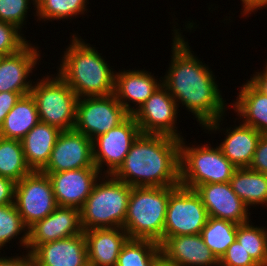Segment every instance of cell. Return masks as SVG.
<instances>
[{
  "mask_svg": "<svg viewBox=\"0 0 267 266\" xmlns=\"http://www.w3.org/2000/svg\"><path fill=\"white\" fill-rule=\"evenodd\" d=\"M16 26L0 21V56H6L18 52L29 41Z\"/></svg>",
  "mask_w": 267,
  "mask_h": 266,
  "instance_id": "cell-34",
  "label": "cell"
},
{
  "mask_svg": "<svg viewBox=\"0 0 267 266\" xmlns=\"http://www.w3.org/2000/svg\"><path fill=\"white\" fill-rule=\"evenodd\" d=\"M251 170L267 174V135H261L251 164L248 167Z\"/></svg>",
  "mask_w": 267,
  "mask_h": 266,
  "instance_id": "cell-36",
  "label": "cell"
},
{
  "mask_svg": "<svg viewBox=\"0 0 267 266\" xmlns=\"http://www.w3.org/2000/svg\"><path fill=\"white\" fill-rule=\"evenodd\" d=\"M21 96L20 93L16 92H0V127L3 125L8 112L14 107Z\"/></svg>",
  "mask_w": 267,
  "mask_h": 266,
  "instance_id": "cell-37",
  "label": "cell"
},
{
  "mask_svg": "<svg viewBox=\"0 0 267 266\" xmlns=\"http://www.w3.org/2000/svg\"><path fill=\"white\" fill-rule=\"evenodd\" d=\"M242 3V11L241 16H247L252 14V12H256L258 10H263L264 7L267 5V0H240Z\"/></svg>",
  "mask_w": 267,
  "mask_h": 266,
  "instance_id": "cell-41",
  "label": "cell"
},
{
  "mask_svg": "<svg viewBox=\"0 0 267 266\" xmlns=\"http://www.w3.org/2000/svg\"><path fill=\"white\" fill-rule=\"evenodd\" d=\"M31 254L34 266H82L88 261L83 232L39 245Z\"/></svg>",
  "mask_w": 267,
  "mask_h": 266,
  "instance_id": "cell-21",
  "label": "cell"
},
{
  "mask_svg": "<svg viewBox=\"0 0 267 266\" xmlns=\"http://www.w3.org/2000/svg\"><path fill=\"white\" fill-rule=\"evenodd\" d=\"M173 18L171 57L168 71L162 78V84L175 99L178 108L192 113L200 127L226 115L230 108L222 97V90L216 77L204 61L190 48L186 41L184 30L178 27ZM177 23V24H176ZM177 25V26H176ZM182 31V32H181ZM181 104V105H180Z\"/></svg>",
  "mask_w": 267,
  "mask_h": 266,
  "instance_id": "cell-1",
  "label": "cell"
},
{
  "mask_svg": "<svg viewBox=\"0 0 267 266\" xmlns=\"http://www.w3.org/2000/svg\"><path fill=\"white\" fill-rule=\"evenodd\" d=\"M186 143L185 137L180 140L181 186L194 190L203 184L230 182L237 168L218 146Z\"/></svg>",
  "mask_w": 267,
  "mask_h": 266,
  "instance_id": "cell-6",
  "label": "cell"
},
{
  "mask_svg": "<svg viewBox=\"0 0 267 266\" xmlns=\"http://www.w3.org/2000/svg\"><path fill=\"white\" fill-rule=\"evenodd\" d=\"M81 168H97L93 161L92 140L75 129L60 133L43 173H58Z\"/></svg>",
  "mask_w": 267,
  "mask_h": 266,
  "instance_id": "cell-13",
  "label": "cell"
},
{
  "mask_svg": "<svg viewBox=\"0 0 267 266\" xmlns=\"http://www.w3.org/2000/svg\"><path fill=\"white\" fill-rule=\"evenodd\" d=\"M89 0H36V11L34 16L37 22L67 21L79 15H85L89 8ZM66 18V19H65Z\"/></svg>",
  "mask_w": 267,
  "mask_h": 266,
  "instance_id": "cell-30",
  "label": "cell"
},
{
  "mask_svg": "<svg viewBox=\"0 0 267 266\" xmlns=\"http://www.w3.org/2000/svg\"><path fill=\"white\" fill-rule=\"evenodd\" d=\"M82 266H93V264L89 261H87L86 263H84Z\"/></svg>",
  "mask_w": 267,
  "mask_h": 266,
  "instance_id": "cell-43",
  "label": "cell"
},
{
  "mask_svg": "<svg viewBox=\"0 0 267 266\" xmlns=\"http://www.w3.org/2000/svg\"><path fill=\"white\" fill-rule=\"evenodd\" d=\"M31 172L25 160L21 140L0 137V176L17 183Z\"/></svg>",
  "mask_w": 267,
  "mask_h": 266,
  "instance_id": "cell-28",
  "label": "cell"
},
{
  "mask_svg": "<svg viewBox=\"0 0 267 266\" xmlns=\"http://www.w3.org/2000/svg\"><path fill=\"white\" fill-rule=\"evenodd\" d=\"M82 232L80 210L58 206L50 215L28 228L26 251L32 253L39 245L79 235Z\"/></svg>",
  "mask_w": 267,
  "mask_h": 266,
  "instance_id": "cell-18",
  "label": "cell"
},
{
  "mask_svg": "<svg viewBox=\"0 0 267 266\" xmlns=\"http://www.w3.org/2000/svg\"><path fill=\"white\" fill-rule=\"evenodd\" d=\"M177 187H132L123 227L129 238L163 243L169 195Z\"/></svg>",
  "mask_w": 267,
  "mask_h": 266,
  "instance_id": "cell-4",
  "label": "cell"
},
{
  "mask_svg": "<svg viewBox=\"0 0 267 266\" xmlns=\"http://www.w3.org/2000/svg\"><path fill=\"white\" fill-rule=\"evenodd\" d=\"M39 122L37 105L31 93L21 96L6 115L0 127V137L21 140Z\"/></svg>",
  "mask_w": 267,
  "mask_h": 266,
  "instance_id": "cell-25",
  "label": "cell"
},
{
  "mask_svg": "<svg viewBox=\"0 0 267 266\" xmlns=\"http://www.w3.org/2000/svg\"><path fill=\"white\" fill-rule=\"evenodd\" d=\"M179 112L175 99L161 84L132 116L143 134L167 135L181 140L184 136L177 130Z\"/></svg>",
  "mask_w": 267,
  "mask_h": 266,
  "instance_id": "cell-11",
  "label": "cell"
},
{
  "mask_svg": "<svg viewBox=\"0 0 267 266\" xmlns=\"http://www.w3.org/2000/svg\"><path fill=\"white\" fill-rule=\"evenodd\" d=\"M225 119V115L205 125L202 130L205 133L218 134L222 131L224 133V139L217 146L220 148L224 156L236 167V168H248L255 154V150L258 141L261 137V133L253 127L247 126L242 122L232 127H222ZM222 122V123H221ZM221 124V125H220ZM222 127V128H221ZM221 128V129H220ZM210 132V133H209Z\"/></svg>",
  "mask_w": 267,
  "mask_h": 266,
  "instance_id": "cell-15",
  "label": "cell"
},
{
  "mask_svg": "<svg viewBox=\"0 0 267 266\" xmlns=\"http://www.w3.org/2000/svg\"><path fill=\"white\" fill-rule=\"evenodd\" d=\"M39 49L29 40L18 52L1 57L0 92H16L22 96L30 94L34 83L30 76L37 70L36 65L42 59Z\"/></svg>",
  "mask_w": 267,
  "mask_h": 266,
  "instance_id": "cell-14",
  "label": "cell"
},
{
  "mask_svg": "<svg viewBox=\"0 0 267 266\" xmlns=\"http://www.w3.org/2000/svg\"><path fill=\"white\" fill-rule=\"evenodd\" d=\"M236 240L259 265L267 266V228L252 222L239 224Z\"/></svg>",
  "mask_w": 267,
  "mask_h": 266,
  "instance_id": "cell-31",
  "label": "cell"
},
{
  "mask_svg": "<svg viewBox=\"0 0 267 266\" xmlns=\"http://www.w3.org/2000/svg\"><path fill=\"white\" fill-rule=\"evenodd\" d=\"M34 81L31 95L35 99L40 122L59 128L74 129L78 96L58 75L50 74Z\"/></svg>",
  "mask_w": 267,
  "mask_h": 266,
  "instance_id": "cell-7",
  "label": "cell"
},
{
  "mask_svg": "<svg viewBox=\"0 0 267 266\" xmlns=\"http://www.w3.org/2000/svg\"><path fill=\"white\" fill-rule=\"evenodd\" d=\"M159 79V80H158ZM162 84V77L156 78L147 70L119 69L115 73L114 94L126 111L132 115ZM132 106H131V104Z\"/></svg>",
  "mask_w": 267,
  "mask_h": 266,
  "instance_id": "cell-19",
  "label": "cell"
},
{
  "mask_svg": "<svg viewBox=\"0 0 267 266\" xmlns=\"http://www.w3.org/2000/svg\"><path fill=\"white\" fill-rule=\"evenodd\" d=\"M31 3L35 11L36 0H0V21L13 24L22 31L28 22Z\"/></svg>",
  "mask_w": 267,
  "mask_h": 266,
  "instance_id": "cell-33",
  "label": "cell"
},
{
  "mask_svg": "<svg viewBox=\"0 0 267 266\" xmlns=\"http://www.w3.org/2000/svg\"><path fill=\"white\" fill-rule=\"evenodd\" d=\"M160 248L161 256L175 266H219L201 234L168 237Z\"/></svg>",
  "mask_w": 267,
  "mask_h": 266,
  "instance_id": "cell-20",
  "label": "cell"
},
{
  "mask_svg": "<svg viewBox=\"0 0 267 266\" xmlns=\"http://www.w3.org/2000/svg\"><path fill=\"white\" fill-rule=\"evenodd\" d=\"M112 176L131 187L179 186L180 140L140 133Z\"/></svg>",
  "mask_w": 267,
  "mask_h": 266,
  "instance_id": "cell-2",
  "label": "cell"
},
{
  "mask_svg": "<svg viewBox=\"0 0 267 266\" xmlns=\"http://www.w3.org/2000/svg\"><path fill=\"white\" fill-rule=\"evenodd\" d=\"M267 61V59H266ZM258 71V72H257ZM248 79L259 91L267 95V62L263 67V71L257 70Z\"/></svg>",
  "mask_w": 267,
  "mask_h": 266,
  "instance_id": "cell-40",
  "label": "cell"
},
{
  "mask_svg": "<svg viewBox=\"0 0 267 266\" xmlns=\"http://www.w3.org/2000/svg\"><path fill=\"white\" fill-rule=\"evenodd\" d=\"M160 257L159 243L128 238L120 250L116 266H153Z\"/></svg>",
  "mask_w": 267,
  "mask_h": 266,
  "instance_id": "cell-29",
  "label": "cell"
},
{
  "mask_svg": "<svg viewBox=\"0 0 267 266\" xmlns=\"http://www.w3.org/2000/svg\"><path fill=\"white\" fill-rule=\"evenodd\" d=\"M140 129L130 115L124 122L92 140L94 165L103 175H112L123 163ZM105 167H107L105 169Z\"/></svg>",
  "mask_w": 267,
  "mask_h": 266,
  "instance_id": "cell-12",
  "label": "cell"
},
{
  "mask_svg": "<svg viewBox=\"0 0 267 266\" xmlns=\"http://www.w3.org/2000/svg\"><path fill=\"white\" fill-rule=\"evenodd\" d=\"M87 259L93 266H116L123 244L129 238L123 228L84 230Z\"/></svg>",
  "mask_w": 267,
  "mask_h": 266,
  "instance_id": "cell-22",
  "label": "cell"
},
{
  "mask_svg": "<svg viewBox=\"0 0 267 266\" xmlns=\"http://www.w3.org/2000/svg\"><path fill=\"white\" fill-rule=\"evenodd\" d=\"M153 266H175L170 262L166 261L162 256L154 263Z\"/></svg>",
  "mask_w": 267,
  "mask_h": 266,
  "instance_id": "cell-42",
  "label": "cell"
},
{
  "mask_svg": "<svg viewBox=\"0 0 267 266\" xmlns=\"http://www.w3.org/2000/svg\"><path fill=\"white\" fill-rule=\"evenodd\" d=\"M47 174L58 206L81 209L95 183L103 175L97 168H81Z\"/></svg>",
  "mask_w": 267,
  "mask_h": 266,
  "instance_id": "cell-17",
  "label": "cell"
},
{
  "mask_svg": "<svg viewBox=\"0 0 267 266\" xmlns=\"http://www.w3.org/2000/svg\"><path fill=\"white\" fill-rule=\"evenodd\" d=\"M194 190L200 196L208 216L238 225L251 221V209L233 191L230 182L203 184Z\"/></svg>",
  "mask_w": 267,
  "mask_h": 266,
  "instance_id": "cell-16",
  "label": "cell"
},
{
  "mask_svg": "<svg viewBox=\"0 0 267 266\" xmlns=\"http://www.w3.org/2000/svg\"><path fill=\"white\" fill-rule=\"evenodd\" d=\"M14 203L28 228L50 215L58 205L49 176L41 171L24 176L16 183Z\"/></svg>",
  "mask_w": 267,
  "mask_h": 266,
  "instance_id": "cell-10",
  "label": "cell"
},
{
  "mask_svg": "<svg viewBox=\"0 0 267 266\" xmlns=\"http://www.w3.org/2000/svg\"><path fill=\"white\" fill-rule=\"evenodd\" d=\"M208 217L207 210L195 190L179 185L169 195L163 242L168 237L201 234Z\"/></svg>",
  "mask_w": 267,
  "mask_h": 266,
  "instance_id": "cell-8",
  "label": "cell"
},
{
  "mask_svg": "<svg viewBox=\"0 0 267 266\" xmlns=\"http://www.w3.org/2000/svg\"><path fill=\"white\" fill-rule=\"evenodd\" d=\"M15 186L16 182L0 176V206L14 203Z\"/></svg>",
  "mask_w": 267,
  "mask_h": 266,
  "instance_id": "cell-39",
  "label": "cell"
},
{
  "mask_svg": "<svg viewBox=\"0 0 267 266\" xmlns=\"http://www.w3.org/2000/svg\"><path fill=\"white\" fill-rule=\"evenodd\" d=\"M56 72L78 98L107 96L114 93L115 73L108 61L77 33L70 36ZM114 70V71H113Z\"/></svg>",
  "mask_w": 267,
  "mask_h": 266,
  "instance_id": "cell-3",
  "label": "cell"
},
{
  "mask_svg": "<svg viewBox=\"0 0 267 266\" xmlns=\"http://www.w3.org/2000/svg\"><path fill=\"white\" fill-rule=\"evenodd\" d=\"M219 266H259L237 240L219 260Z\"/></svg>",
  "mask_w": 267,
  "mask_h": 266,
  "instance_id": "cell-35",
  "label": "cell"
},
{
  "mask_svg": "<svg viewBox=\"0 0 267 266\" xmlns=\"http://www.w3.org/2000/svg\"><path fill=\"white\" fill-rule=\"evenodd\" d=\"M130 114L115 94L78 98L74 129L93 140L124 122Z\"/></svg>",
  "mask_w": 267,
  "mask_h": 266,
  "instance_id": "cell-9",
  "label": "cell"
},
{
  "mask_svg": "<svg viewBox=\"0 0 267 266\" xmlns=\"http://www.w3.org/2000/svg\"><path fill=\"white\" fill-rule=\"evenodd\" d=\"M26 252V253H24ZM15 256H3L4 254L0 253V266H34V260L32 254L28 251L21 252ZM25 254V255H24Z\"/></svg>",
  "mask_w": 267,
  "mask_h": 266,
  "instance_id": "cell-38",
  "label": "cell"
},
{
  "mask_svg": "<svg viewBox=\"0 0 267 266\" xmlns=\"http://www.w3.org/2000/svg\"><path fill=\"white\" fill-rule=\"evenodd\" d=\"M16 238L17 241L19 240L18 243H20L18 246L24 248L22 250H26L28 227L24 224L21 215L18 213L15 203L0 206V250L8 246L7 244H10V241L12 244V239Z\"/></svg>",
  "mask_w": 267,
  "mask_h": 266,
  "instance_id": "cell-32",
  "label": "cell"
},
{
  "mask_svg": "<svg viewBox=\"0 0 267 266\" xmlns=\"http://www.w3.org/2000/svg\"><path fill=\"white\" fill-rule=\"evenodd\" d=\"M238 224L209 216L201 231L206 246L218 260L236 240Z\"/></svg>",
  "mask_w": 267,
  "mask_h": 266,
  "instance_id": "cell-27",
  "label": "cell"
},
{
  "mask_svg": "<svg viewBox=\"0 0 267 266\" xmlns=\"http://www.w3.org/2000/svg\"><path fill=\"white\" fill-rule=\"evenodd\" d=\"M131 189L112 175H102L80 209L82 230L123 228Z\"/></svg>",
  "mask_w": 267,
  "mask_h": 266,
  "instance_id": "cell-5",
  "label": "cell"
},
{
  "mask_svg": "<svg viewBox=\"0 0 267 266\" xmlns=\"http://www.w3.org/2000/svg\"><path fill=\"white\" fill-rule=\"evenodd\" d=\"M61 132L55 126L39 122L21 139L26 163L32 171H41L47 165Z\"/></svg>",
  "mask_w": 267,
  "mask_h": 266,
  "instance_id": "cell-24",
  "label": "cell"
},
{
  "mask_svg": "<svg viewBox=\"0 0 267 266\" xmlns=\"http://www.w3.org/2000/svg\"><path fill=\"white\" fill-rule=\"evenodd\" d=\"M239 88L236 100L230 103V108H233L238 116L235 122L238 119L262 135H267V95L259 91L249 80Z\"/></svg>",
  "mask_w": 267,
  "mask_h": 266,
  "instance_id": "cell-23",
  "label": "cell"
},
{
  "mask_svg": "<svg viewBox=\"0 0 267 266\" xmlns=\"http://www.w3.org/2000/svg\"><path fill=\"white\" fill-rule=\"evenodd\" d=\"M230 184L249 209L259 205L267 207V174L249 168H237Z\"/></svg>",
  "mask_w": 267,
  "mask_h": 266,
  "instance_id": "cell-26",
  "label": "cell"
}]
</instances>
